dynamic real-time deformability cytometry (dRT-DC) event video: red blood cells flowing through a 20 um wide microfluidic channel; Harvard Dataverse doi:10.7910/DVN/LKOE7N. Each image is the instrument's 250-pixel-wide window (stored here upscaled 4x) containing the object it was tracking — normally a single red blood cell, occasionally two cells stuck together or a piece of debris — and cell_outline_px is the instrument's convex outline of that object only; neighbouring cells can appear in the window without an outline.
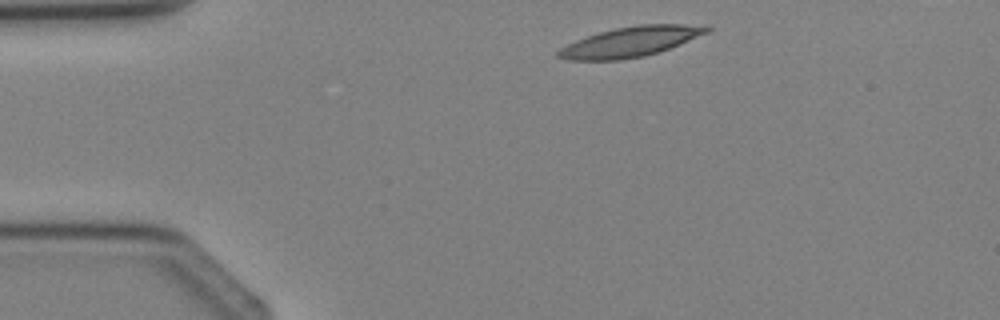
{"species": "Egyptian fruit bat (a non-hibernating species)", "species_latin": "Rousettus aegyptiacus", "temperature_condition": "cold", "stored_images_in_passage": 4, "camera_frame_rate_fps": 3000, "um_per_image_px": 0.085, "animal": {"sex": "female"}, "frame": {"image": 1, "passage_image": 4, "time_ms": 4.333, "image_size_px": [1000, 320], "cell_outline_px": [[712, 28], [708, 32], [668, 48], [644, 56], [620, 60], [568, 60], [556, 56], [556, 52], [560, 48], [576, 40], [600, 32], [616, 28], [636, 24], [708, 24]], "centroid_in_image_um": [53.6, 3.53], "position_along_channel_um": 31.4, "area_um2": 25.84}}